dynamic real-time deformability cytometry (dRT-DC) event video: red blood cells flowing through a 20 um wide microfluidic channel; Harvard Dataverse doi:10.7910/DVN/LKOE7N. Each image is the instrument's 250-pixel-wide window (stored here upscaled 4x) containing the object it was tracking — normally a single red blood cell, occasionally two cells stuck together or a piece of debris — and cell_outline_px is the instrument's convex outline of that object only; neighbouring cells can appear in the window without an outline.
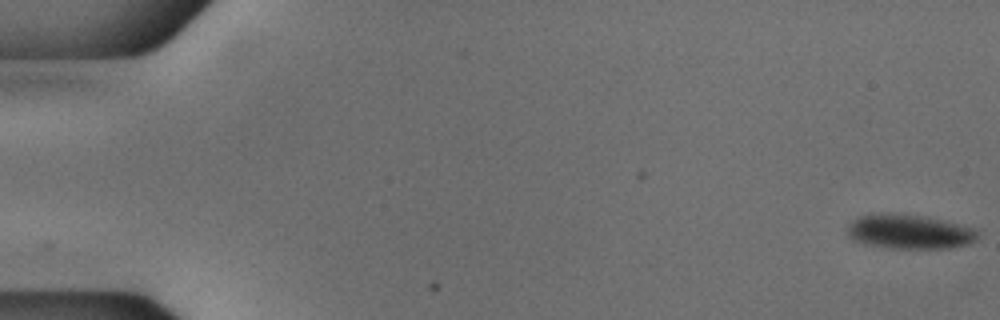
{"species": "common noctule bat (a hibernating species)", "species_latin": "Nyctalus noctula", "temperature_condition": "cold", "stored_images_in_passage": 54, "camera_frame_rate_fps": 3000, "um_per_image_px": 0.085, "animal": {"sex": "male", "body_mass_g": 18.8}, "frame": {"image": 1, "passage_image": 1, "time_ms": 0.0, "image_size_px": [1000, 320], "cell_outline_px": [[980, 236], [976, 240], [968, 244], [948, 248], [884, 248], [864, 244], [852, 240], [848, 236], [848, 224], [852, 220], [860, 216], [872, 212], [892, 212], [924, 216], [976, 228], [980, 232]], "centroid_in_image_um": [77.27, 19.68], "position_along_channel_um": 7.7, "area_um2": 26.76}}
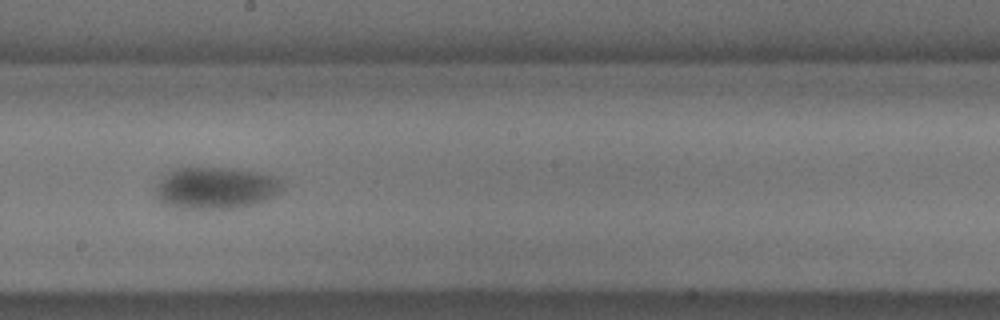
{"frame": {"image": 2, "passage_image": 31, "time_ms": 10.0, "image_size_px": [1000, 320], "cell_outline_px": [[288, 184], [280, 192], [264, 200], [252, 204], [232, 208], [180, 208], [164, 204], [156, 196], [156, 188], [160, 180], [172, 168], [232, 168], [256, 172], [272, 176], [284, 180]], "centroid_in_image_um": [18.37, 15.96], "position_along_channel_um": 229.8, "area_um2": 30.81}}
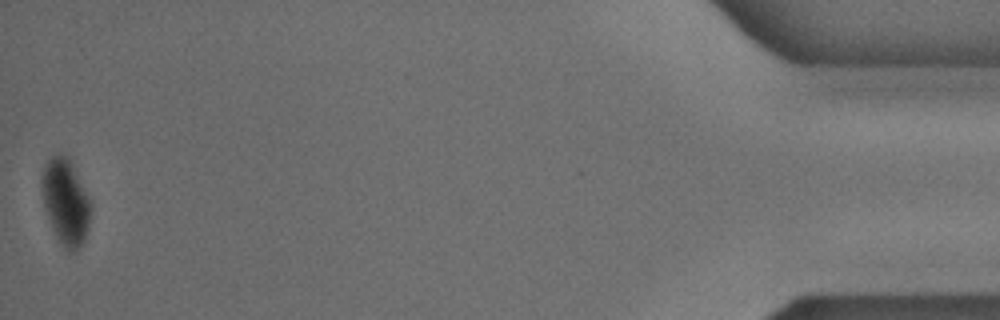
{"frame": {"image": 3, "passage_image": 54, "time_ms": 17.667, "image_size_px": [1000, 320], "cell_outline_px": [[92, 212], [88, 228], [84, 240], [72, 252], [68, 252], [60, 244], [52, 228], [44, 204], [40, 180], [44, 164], [56, 152], [68, 156], [92, 204]], "centroid_in_image_um": [5.57, 17.13], "position_along_channel_um": 429.6, "area_um2": 24.51}, "authors_computed_cell_mechanics": {"area_um2": 28.8711, "velocity_mm_per_s": 3.7418, "shape_relaxation_time_tau1_ms": 7.125, "shape_relaxation_time_tau2_ms": 9.9106, "deformation_change_tau1": 0.1195, "deformation_change_tau2": 0.0727}}